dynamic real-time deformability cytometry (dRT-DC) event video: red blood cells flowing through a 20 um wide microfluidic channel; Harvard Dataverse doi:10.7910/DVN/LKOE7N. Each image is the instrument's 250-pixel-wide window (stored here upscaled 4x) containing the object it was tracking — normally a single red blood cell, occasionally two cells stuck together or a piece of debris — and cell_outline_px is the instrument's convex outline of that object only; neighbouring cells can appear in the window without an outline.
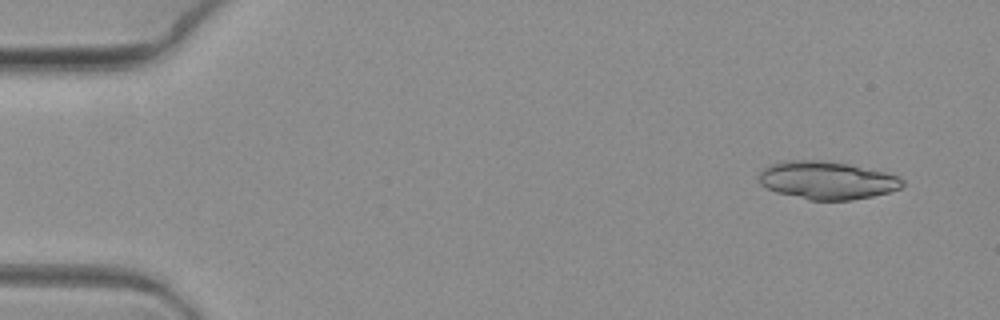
{"species": "common noctule bat (a hibernating species)", "species_latin": "Nyctalus noctula", "temperature_condition": "warm", "stored_images_in_passage": 6, "camera_frame_rate_fps": 3000, "um_per_image_px": 0.085, "animal": {"sex": "female", "body_mass_g": 19.3, "forearm_length_mm": 54.1}, "frame": {"image": 1, "passage_image": 1, "time_ms": 0.0, "image_size_px": [1000, 320], "cell_outline_px": [[904, 184], [900, 188], [888, 192], [872, 196], [852, 200], [808, 200], [776, 192], [764, 188], [760, 184], [760, 172], [764, 168], [772, 164], [784, 160], [820, 160], [848, 164], [884, 172], [896, 176], [904, 180]], "centroid_in_image_um": [70.26, 15.33], "position_along_channel_um": 14.7, "area_um2": 31.62}}